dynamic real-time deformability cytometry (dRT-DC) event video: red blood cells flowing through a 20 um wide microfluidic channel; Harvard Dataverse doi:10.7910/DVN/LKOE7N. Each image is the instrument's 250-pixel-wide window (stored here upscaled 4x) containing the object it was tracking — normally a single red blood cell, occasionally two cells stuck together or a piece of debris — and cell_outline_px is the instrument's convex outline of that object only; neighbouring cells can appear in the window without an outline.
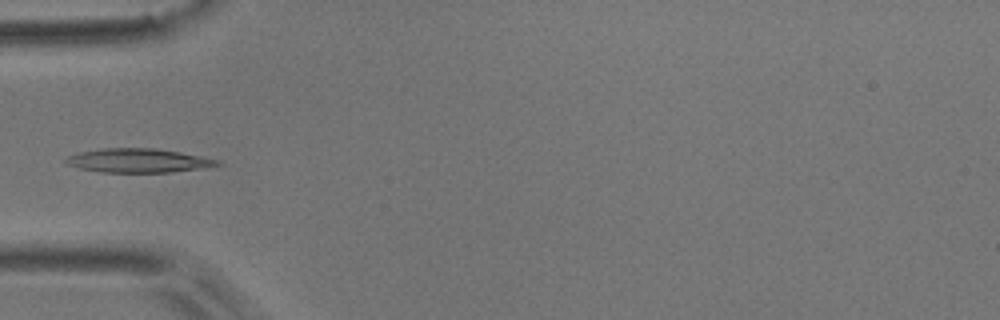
{"species": "common noctule bat (a hibernating species)", "species_latin": "Nyctalus noctula", "temperature_condition": "room temperature", "stored_images_in_passage": 5, "camera_frame_rate_fps": 3000, "um_per_image_px": 0.085, "animal": {"sex": "male", "body_mass_g": 17.9}, "frame": {"image": 1, "passage_image": 4, "time_ms": 1.0, "image_size_px": [1000, 320], "cell_outline_px": [[224, 164], [208, 168], [172, 172], [100, 172], [80, 168], [68, 164], [64, 160], [68, 156], [80, 152], [100, 148], [152, 148], [180, 152], [220, 160]], "centroid_in_image_um": [11.82, 13.65], "position_along_channel_um": 73.2, "area_um2": 21.21}}
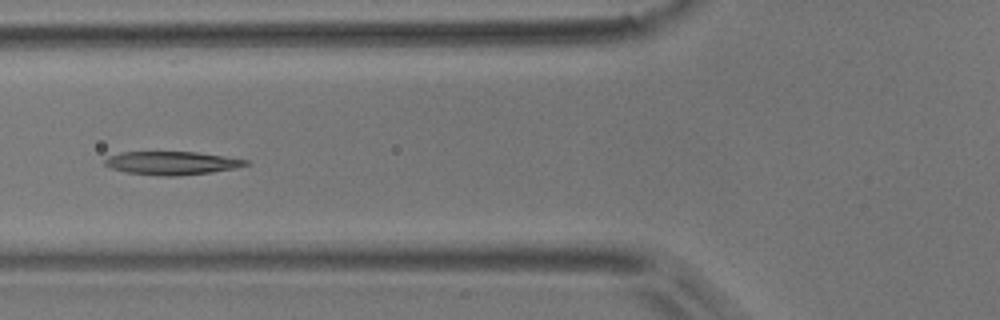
{"frame": {"image": 2, "passage_image": 5, "time_ms": 1.333, "image_size_px": [1000, 320], "cell_outline_px": [[252, 164], [212, 172], [176, 176], [160, 176], [124, 172], [112, 168], [104, 164], [104, 160], [108, 156], [120, 152], [196, 152], [224, 156], [248, 160]], "centroid_in_image_um": [14.58, 13.86], "position_along_channel_um": 111.2, "area_um2": 19.13}}